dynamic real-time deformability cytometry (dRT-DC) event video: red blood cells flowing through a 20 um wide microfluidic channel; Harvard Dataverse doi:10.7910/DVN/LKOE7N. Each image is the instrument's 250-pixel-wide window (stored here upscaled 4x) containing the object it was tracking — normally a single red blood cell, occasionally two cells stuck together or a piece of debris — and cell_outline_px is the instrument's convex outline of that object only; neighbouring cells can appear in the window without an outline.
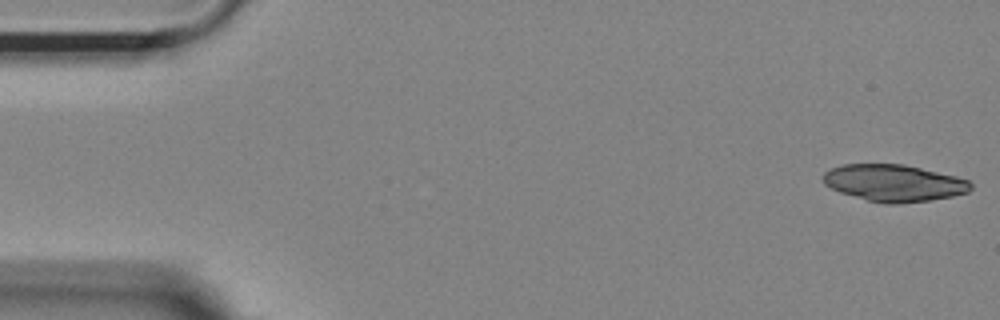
{"species": "Egyptian fruit bat (a non-hibernating species)", "species_latin": "Rousettus aegyptiacus", "temperature_condition": "room temperature", "stored_images_in_passage": 16, "camera_frame_rate_fps": 3000, "um_per_image_px": 0.085, "animal": {"sex": "female"}, "frame": {"image": 1, "passage_image": 1, "time_ms": 0.0, "image_size_px": [1000, 320], "cell_outline_px": [[972, 188], [968, 192], [952, 196], [928, 200], [896, 204], [884, 204], [868, 200], [840, 192], [824, 184], [824, 172], [832, 168], [844, 164], [904, 164], [956, 176], [968, 180], [972, 184]], "centroid_in_image_um": [76.0, 15.55], "position_along_channel_um": 9.0, "area_um2": 31.5}}